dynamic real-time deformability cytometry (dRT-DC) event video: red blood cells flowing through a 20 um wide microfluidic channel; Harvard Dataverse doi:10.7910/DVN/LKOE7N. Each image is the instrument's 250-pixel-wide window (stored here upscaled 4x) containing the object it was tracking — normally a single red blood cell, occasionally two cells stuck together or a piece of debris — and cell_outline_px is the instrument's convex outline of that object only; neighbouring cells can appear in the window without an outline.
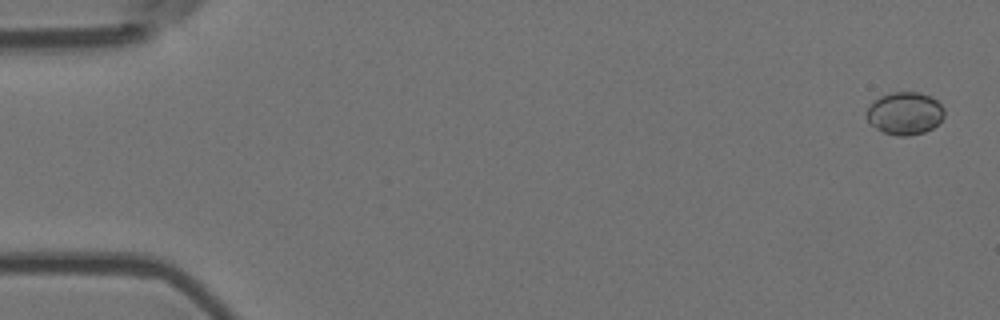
{"species": "Egyptian fruit bat (a non-hibernating species)", "species_latin": "Rousettus aegyptiacus", "temperature_condition": "room temperature", "stored_images_in_passage": 8, "camera_frame_rate_fps": 3000, "um_per_image_px": 0.085, "animal": {"sex": "female"}, "frame": {"image": 1, "passage_image": 1, "time_ms": 0.0, "image_size_px": [1000, 320], "cell_outline_px": [[944, 116], [932, 128], [924, 132], [908, 136], [896, 136], [884, 132], [876, 128], [868, 120], [868, 108], [880, 96], [892, 92], [920, 92], [932, 96], [944, 108]], "centroid_in_image_um": [76.95, 9.63], "position_along_channel_um": 8.1, "area_um2": 19.07}}
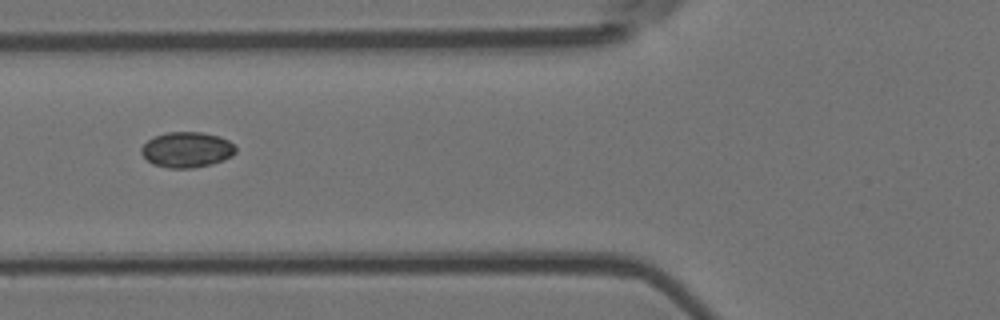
{"frame": {"image": 2, "passage_image": 7, "time_ms": 2.0, "image_size_px": [1000, 320], "cell_outline_px": [[236, 152], [232, 156], [224, 160], [212, 164], [192, 168], [168, 168], [152, 164], [140, 152], [140, 148], [148, 140], [156, 136], [168, 132], [200, 132], [220, 136], [228, 140], [236, 148]], "centroid_in_image_um": [15.89, 12.73], "position_along_channel_um": 109.9, "area_um2": 19.54}}
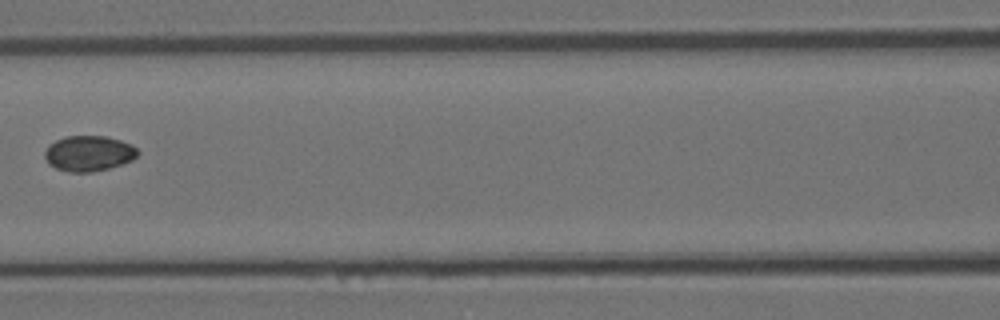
{"frame": {"image": 3, "passage_image": 8, "time_ms": 2.333, "image_size_px": [1000, 320], "cell_outline_px": [[140, 152], [132, 160], [108, 168], [92, 172], [68, 172], [56, 168], [48, 164], [44, 156], [44, 152], [48, 144], [64, 136], [104, 136], [120, 140], [132, 144]], "centroid_in_image_um": [7.51, 13.03], "position_along_channel_um": 159.1, "area_um2": 19.31}}